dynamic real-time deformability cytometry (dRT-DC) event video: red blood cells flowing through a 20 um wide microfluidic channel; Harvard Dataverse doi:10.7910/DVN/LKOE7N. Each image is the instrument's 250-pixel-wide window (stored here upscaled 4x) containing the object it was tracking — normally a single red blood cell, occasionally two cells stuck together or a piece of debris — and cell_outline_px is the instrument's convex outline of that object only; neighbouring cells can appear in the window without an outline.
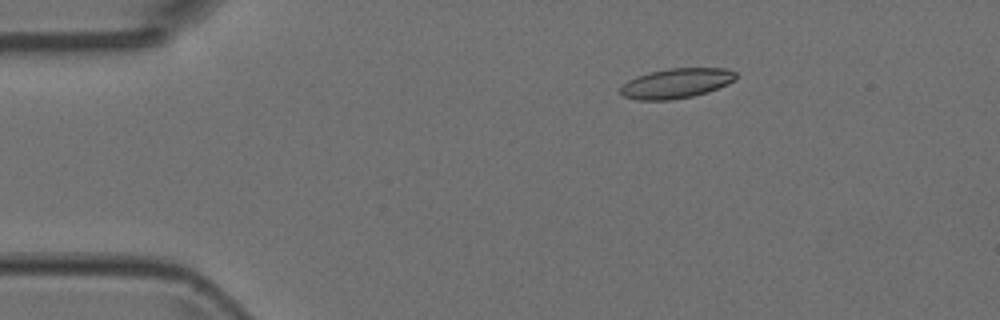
{"species": "Egyptian fruit bat (a non-hibernating species)", "species_latin": "Rousettus aegyptiacus", "temperature_condition": "room temperature", "stored_images_in_passage": 5, "camera_frame_rate_fps": 3000, "um_per_image_px": 0.085, "animal": {"sex": "female"}, "frame": {"image": 1, "passage_image": 2, "time_ms": 0.333, "image_size_px": [1000, 320], "cell_outline_px": [[736, 80], [728, 84], [708, 92], [692, 96], [672, 100], [640, 100], [624, 96], [620, 92], [620, 88], [628, 80], [636, 76], [648, 72], [668, 68], [724, 68], [736, 72]], "centroid_in_image_um": [57.5, 7.07], "position_along_channel_um": 27.5, "area_um2": 20.17}}
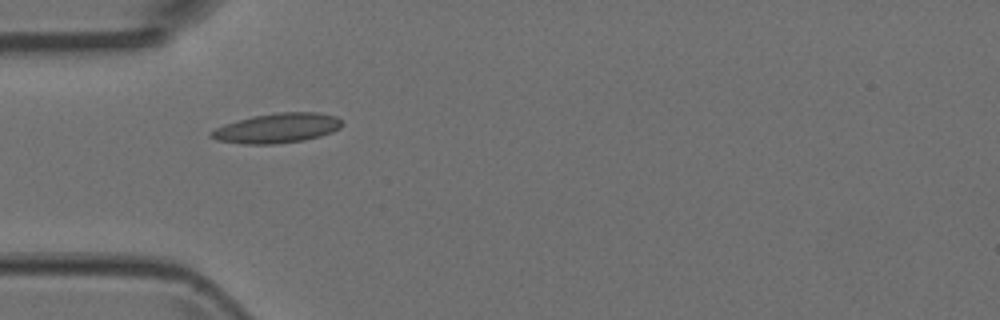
{"frame": {"image": 2, "passage_image": 4, "time_ms": 1.0, "image_size_px": [1000, 320], "cell_outline_px": [[344, 124], [340, 128], [332, 132], [320, 136], [304, 140], [272, 144], [244, 144], [216, 140], [208, 136], [208, 132], [224, 124], [252, 116], [280, 112], [320, 112], [336, 116]], "centroid_in_image_um": [23.55, 10.89], "position_along_channel_um": 61.5, "area_um2": 22.77}}
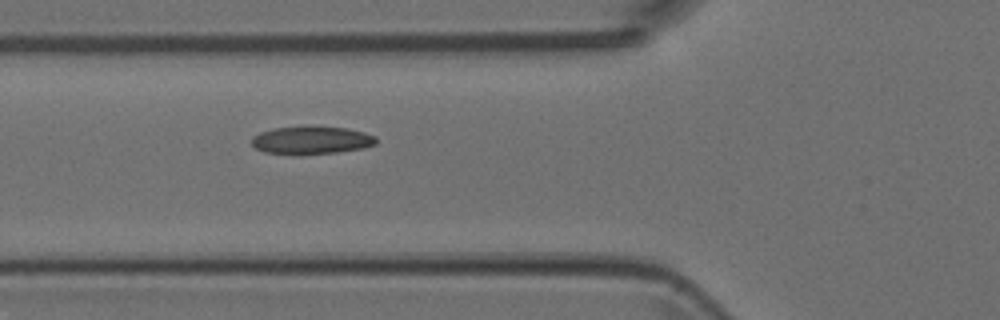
{"frame": {"image": 3, "passage_image": 5, "time_ms": 1.333, "image_size_px": [1000, 320], "cell_outline_px": [[376, 144], [364, 148], [336, 152], [300, 156], [292, 156], [264, 152], [256, 148], [252, 144], [252, 136], [260, 132], [272, 128], [348, 128], [364, 132], [376, 136]], "centroid_in_image_um": [26.45, 11.97], "position_along_channel_um": 99.4, "area_um2": 20.17}}